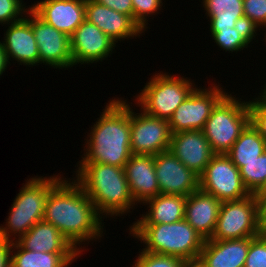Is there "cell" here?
I'll list each match as a JSON object with an SVG mask.
<instances>
[{"label":"cell","instance_id":"12","mask_svg":"<svg viewBox=\"0 0 266 267\" xmlns=\"http://www.w3.org/2000/svg\"><path fill=\"white\" fill-rule=\"evenodd\" d=\"M26 14L31 18L32 31L38 45L40 64L54 68L74 66L70 37L43 21L30 7Z\"/></svg>","mask_w":266,"mask_h":267},{"label":"cell","instance_id":"18","mask_svg":"<svg viewBox=\"0 0 266 267\" xmlns=\"http://www.w3.org/2000/svg\"><path fill=\"white\" fill-rule=\"evenodd\" d=\"M24 15L22 20L9 24L1 44L9 63L12 58L20 62V65L36 66L40 63L39 49L32 31L31 19Z\"/></svg>","mask_w":266,"mask_h":267},{"label":"cell","instance_id":"36","mask_svg":"<svg viewBox=\"0 0 266 267\" xmlns=\"http://www.w3.org/2000/svg\"><path fill=\"white\" fill-rule=\"evenodd\" d=\"M96 2L116 10L119 13L128 15L133 20L132 0H95Z\"/></svg>","mask_w":266,"mask_h":267},{"label":"cell","instance_id":"5","mask_svg":"<svg viewBox=\"0 0 266 267\" xmlns=\"http://www.w3.org/2000/svg\"><path fill=\"white\" fill-rule=\"evenodd\" d=\"M61 179L59 175L49 178L36 176L29 179L17 194L5 227L0 226V239L12 241L10 237L12 235L15 237L16 234L19 239L33 225L42 221L49 193Z\"/></svg>","mask_w":266,"mask_h":267},{"label":"cell","instance_id":"16","mask_svg":"<svg viewBox=\"0 0 266 267\" xmlns=\"http://www.w3.org/2000/svg\"><path fill=\"white\" fill-rule=\"evenodd\" d=\"M30 8L43 21L69 37L85 20V0H42Z\"/></svg>","mask_w":266,"mask_h":267},{"label":"cell","instance_id":"13","mask_svg":"<svg viewBox=\"0 0 266 267\" xmlns=\"http://www.w3.org/2000/svg\"><path fill=\"white\" fill-rule=\"evenodd\" d=\"M155 172L161 194L187 197L199 189V176L169 150L154 155Z\"/></svg>","mask_w":266,"mask_h":267},{"label":"cell","instance_id":"1","mask_svg":"<svg viewBox=\"0 0 266 267\" xmlns=\"http://www.w3.org/2000/svg\"><path fill=\"white\" fill-rule=\"evenodd\" d=\"M102 218L81 185L62 178L49 193L43 221L56 227L81 253L82 242L103 236Z\"/></svg>","mask_w":266,"mask_h":267},{"label":"cell","instance_id":"24","mask_svg":"<svg viewBox=\"0 0 266 267\" xmlns=\"http://www.w3.org/2000/svg\"><path fill=\"white\" fill-rule=\"evenodd\" d=\"M11 247L10 267H67L80 254L35 252L23 249L15 240Z\"/></svg>","mask_w":266,"mask_h":267},{"label":"cell","instance_id":"3","mask_svg":"<svg viewBox=\"0 0 266 267\" xmlns=\"http://www.w3.org/2000/svg\"><path fill=\"white\" fill-rule=\"evenodd\" d=\"M76 171V181L93 202L101 217L105 214L111 215L110 217L120 214L122 216L136 205L124 167L103 163H80Z\"/></svg>","mask_w":266,"mask_h":267},{"label":"cell","instance_id":"31","mask_svg":"<svg viewBox=\"0 0 266 267\" xmlns=\"http://www.w3.org/2000/svg\"><path fill=\"white\" fill-rule=\"evenodd\" d=\"M162 4V0H132L133 21L143 32L147 29V17H150L148 15L158 13L157 11L161 10Z\"/></svg>","mask_w":266,"mask_h":267},{"label":"cell","instance_id":"33","mask_svg":"<svg viewBox=\"0 0 266 267\" xmlns=\"http://www.w3.org/2000/svg\"><path fill=\"white\" fill-rule=\"evenodd\" d=\"M22 2V0H0V23L2 25H9L24 18L22 14L27 13L29 9Z\"/></svg>","mask_w":266,"mask_h":267},{"label":"cell","instance_id":"11","mask_svg":"<svg viewBox=\"0 0 266 267\" xmlns=\"http://www.w3.org/2000/svg\"><path fill=\"white\" fill-rule=\"evenodd\" d=\"M130 127L132 154L157 155L169 150L172 138L169 120L150 116L142 109L135 114L130 108Z\"/></svg>","mask_w":266,"mask_h":267},{"label":"cell","instance_id":"28","mask_svg":"<svg viewBox=\"0 0 266 267\" xmlns=\"http://www.w3.org/2000/svg\"><path fill=\"white\" fill-rule=\"evenodd\" d=\"M132 267H182L184 260L170 255H161L151 252H139Z\"/></svg>","mask_w":266,"mask_h":267},{"label":"cell","instance_id":"14","mask_svg":"<svg viewBox=\"0 0 266 267\" xmlns=\"http://www.w3.org/2000/svg\"><path fill=\"white\" fill-rule=\"evenodd\" d=\"M70 41L74 65L102 61L110 56L116 47L114 40L86 19L75 30Z\"/></svg>","mask_w":266,"mask_h":267},{"label":"cell","instance_id":"37","mask_svg":"<svg viewBox=\"0 0 266 267\" xmlns=\"http://www.w3.org/2000/svg\"><path fill=\"white\" fill-rule=\"evenodd\" d=\"M258 200L259 226L262 233H266V190L256 194Z\"/></svg>","mask_w":266,"mask_h":267},{"label":"cell","instance_id":"27","mask_svg":"<svg viewBox=\"0 0 266 267\" xmlns=\"http://www.w3.org/2000/svg\"><path fill=\"white\" fill-rule=\"evenodd\" d=\"M240 176L250 194H257L266 188V151L251 162H242Z\"/></svg>","mask_w":266,"mask_h":267},{"label":"cell","instance_id":"19","mask_svg":"<svg viewBox=\"0 0 266 267\" xmlns=\"http://www.w3.org/2000/svg\"><path fill=\"white\" fill-rule=\"evenodd\" d=\"M124 171L135 203H144L160 194L154 155L132 154Z\"/></svg>","mask_w":266,"mask_h":267},{"label":"cell","instance_id":"2","mask_svg":"<svg viewBox=\"0 0 266 267\" xmlns=\"http://www.w3.org/2000/svg\"><path fill=\"white\" fill-rule=\"evenodd\" d=\"M130 106L126 100L112 99L91 127L84 157L79 163H103L124 167L130 159Z\"/></svg>","mask_w":266,"mask_h":267},{"label":"cell","instance_id":"26","mask_svg":"<svg viewBox=\"0 0 266 267\" xmlns=\"http://www.w3.org/2000/svg\"><path fill=\"white\" fill-rule=\"evenodd\" d=\"M265 151L266 141L249 123L226 155L240 170L242 162H251Z\"/></svg>","mask_w":266,"mask_h":267},{"label":"cell","instance_id":"23","mask_svg":"<svg viewBox=\"0 0 266 267\" xmlns=\"http://www.w3.org/2000/svg\"><path fill=\"white\" fill-rule=\"evenodd\" d=\"M148 211L134 224H170L184 219L186 197L171 194H159L143 204Z\"/></svg>","mask_w":266,"mask_h":267},{"label":"cell","instance_id":"20","mask_svg":"<svg viewBox=\"0 0 266 267\" xmlns=\"http://www.w3.org/2000/svg\"><path fill=\"white\" fill-rule=\"evenodd\" d=\"M215 196L200 188L186 197L184 219L205 239H210L216 227L221 206Z\"/></svg>","mask_w":266,"mask_h":267},{"label":"cell","instance_id":"40","mask_svg":"<svg viewBox=\"0 0 266 267\" xmlns=\"http://www.w3.org/2000/svg\"><path fill=\"white\" fill-rule=\"evenodd\" d=\"M182 267H206L200 257L184 260Z\"/></svg>","mask_w":266,"mask_h":267},{"label":"cell","instance_id":"9","mask_svg":"<svg viewBox=\"0 0 266 267\" xmlns=\"http://www.w3.org/2000/svg\"><path fill=\"white\" fill-rule=\"evenodd\" d=\"M199 188L219 201L239 200L250 195L240 170L226 154H216L199 176Z\"/></svg>","mask_w":266,"mask_h":267},{"label":"cell","instance_id":"29","mask_svg":"<svg viewBox=\"0 0 266 267\" xmlns=\"http://www.w3.org/2000/svg\"><path fill=\"white\" fill-rule=\"evenodd\" d=\"M260 97L248 102L250 123L266 141V90Z\"/></svg>","mask_w":266,"mask_h":267},{"label":"cell","instance_id":"17","mask_svg":"<svg viewBox=\"0 0 266 267\" xmlns=\"http://www.w3.org/2000/svg\"><path fill=\"white\" fill-rule=\"evenodd\" d=\"M85 19L95 24L116 43L135 38L143 33L141 28L128 16L106 7L95 0H85Z\"/></svg>","mask_w":266,"mask_h":267},{"label":"cell","instance_id":"15","mask_svg":"<svg viewBox=\"0 0 266 267\" xmlns=\"http://www.w3.org/2000/svg\"><path fill=\"white\" fill-rule=\"evenodd\" d=\"M169 151L198 176L205 171L207 164L216 155L202 130L172 134Z\"/></svg>","mask_w":266,"mask_h":267},{"label":"cell","instance_id":"22","mask_svg":"<svg viewBox=\"0 0 266 267\" xmlns=\"http://www.w3.org/2000/svg\"><path fill=\"white\" fill-rule=\"evenodd\" d=\"M16 241L23 249L45 253H80L52 224L39 221Z\"/></svg>","mask_w":266,"mask_h":267},{"label":"cell","instance_id":"39","mask_svg":"<svg viewBox=\"0 0 266 267\" xmlns=\"http://www.w3.org/2000/svg\"><path fill=\"white\" fill-rule=\"evenodd\" d=\"M7 64H9V62L6 53L4 51V48L2 47V44L0 42V76L5 72V69L8 66Z\"/></svg>","mask_w":266,"mask_h":267},{"label":"cell","instance_id":"10","mask_svg":"<svg viewBox=\"0 0 266 267\" xmlns=\"http://www.w3.org/2000/svg\"><path fill=\"white\" fill-rule=\"evenodd\" d=\"M210 88V89H209ZM206 89L196 88L169 119L172 134L180 131L203 130L215 105L227 94L214 83Z\"/></svg>","mask_w":266,"mask_h":267},{"label":"cell","instance_id":"34","mask_svg":"<svg viewBox=\"0 0 266 267\" xmlns=\"http://www.w3.org/2000/svg\"><path fill=\"white\" fill-rule=\"evenodd\" d=\"M243 11L258 27H266V0H243Z\"/></svg>","mask_w":266,"mask_h":267},{"label":"cell","instance_id":"35","mask_svg":"<svg viewBox=\"0 0 266 267\" xmlns=\"http://www.w3.org/2000/svg\"><path fill=\"white\" fill-rule=\"evenodd\" d=\"M234 28L238 31L237 33L249 44L255 38L258 27L251 19L246 16L237 19Z\"/></svg>","mask_w":266,"mask_h":267},{"label":"cell","instance_id":"25","mask_svg":"<svg viewBox=\"0 0 266 267\" xmlns=\"http://www.w3.org/2000/svg\"><path fill=\"white\" fill-rule=\"evenodd\" d=\"M206 15L210 19V32L235 26L238 18L244 16L243 0H202Z\"/></svg>","mask_w":266,"mask_h":267},{"label":"cell","instance_id":"7","mask_svg":"<svg viewBox=\"0 0 266 267\" xmlns=\"http://www.w3.org/2000/svg\"><path fill=\"white\" fill-rule=\"evenodd\" d=\"M156 74L136 97V103L146 114L169 120L176 108L196 89V85L184 77L163 72Z\"/></svg>","mask_w":266,"mask_h":267},{"label":"cell","instance_id":"30","mask_svg":"<svg viewBox=\"0 0 266 267\" xmlns=\"http://www.w3.org/2000/svg\"><path fill=\"white\" fill-rule=\"evenodd\" d=\"M238 31L233 27L229 29H219L217 32H211L212 39L215 40L216 44L226 51L238 52L243 48H247L248 44L244 39L237 33Z\"/></svg>","mask_w":266,"mask_h":267},{"label":"cell","instance_id":"8","mask_svg":"<svg viewBox=\"0 0 266 267\" xmlns=\"http://www.w3.org/2000/svg\"><path fill=\"white\" fill-rule=\"evenodd\" d=\"M262 233L259 226L256 194L221 203L219 216L211 240L256 237Z\"/></svg>","mask_w":266,"mask_h":267},{"label":"cell","instance_id":"21","mask_svg":"<svg viewBox=\"0 0 266 267\" xmlns=\"http://www.w3.org/2000/svg\"><path fill=\"white\" fill-rule=\"evenodd\" d=\"M253 238L207 239L199 257L206 267H244L250 242Z\"/></svg>","mask_w":266,"mask_h":267},{"label":"cell","instance_id":"4","mask_svg":"<svg viewBox=\"0 0 266 267\" xmlns=\"http://www.w3.org/2000/svg\"><path fill=\"white\" fill-rule=\"evenodd\" d=\"M129 230V234L145 244L141 251L182 260L199 257L205 242L185 219L170 224H133Z\"/></svg>","mask_w":266,"mask_h":267},{"label":"cell","instance_id":"38","mask_svg":"<svg viewBox=\"0 0 266 267\" xmlns=\"http://www.w3.org/2000/svg\"><path fill=\"white\" fill-rule=\"evenodd\" d=\"M12 241L0 239V267H10Z\"/></svg>","mask_w":266,"mask_h":267},{"label":"cell","instance_id":"6","mask_svg":"<svg viewBox=\"0 0 266 267\" xmlns=\"http://www.w3.org/2000/svg\"><path fill=\"white\" fill-rule=\"evenodd\" d=\"M228 93L215 105L203 128L216 154H226L250 123L249 105Z\"/></svg>","mask_w":266,"mask_h":267},{"label":"cell","instance_id":"32","mask_svg":"<svg viewBox=\"0 0 266 267\" xmlns=\"http://www.w3.org/2000/svg\"><path fill=\"white\" fill-rule=\"evenodd\" d=\"M244 267H266V233L251 240Z\"/></svg>","mask_w":266,"mask_h":267}]
</instances>
